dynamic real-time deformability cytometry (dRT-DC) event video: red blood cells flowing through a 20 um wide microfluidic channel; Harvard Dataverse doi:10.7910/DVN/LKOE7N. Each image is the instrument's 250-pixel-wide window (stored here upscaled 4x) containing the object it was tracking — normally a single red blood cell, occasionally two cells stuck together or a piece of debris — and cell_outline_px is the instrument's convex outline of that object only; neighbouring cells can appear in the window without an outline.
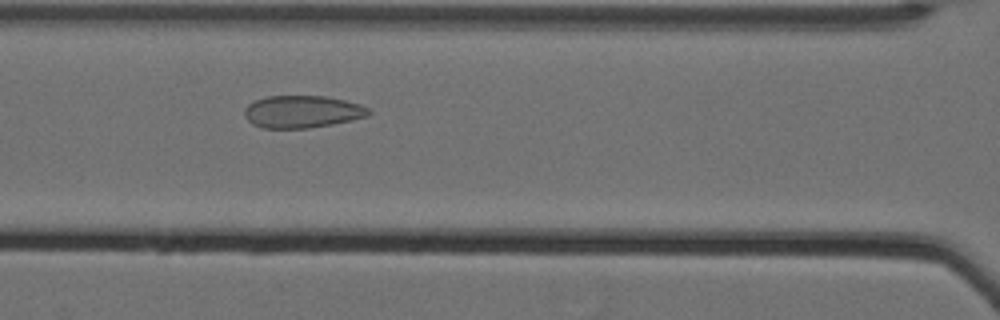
{"species": "Egyptian fruit bat (a non-hibernating species)", "species_latin": "Rousettus aegyptiacus", "temperature_condition": "cold", "stored_images_in_passage": 51, "camera_frame_rate_fps": 3000, "um_per_image_px": 0.085, "animal": {"sex": "female"}, "frame": {"image": 1, "passage_image": 21, "time_ms": 6.667, "image_size_px": [1000, 320], "cell_outline_px": [[372, 112], [368, 116], [352, 120], [332, 124], [308, 128], [264, 128], [252, 124], [244, 116], [244, 108], [248, 104], [256, 100], [268, 96], [328, 96], [360, 104], [368, 108]], "centroid_in_image_um": [25.69, 9.49], "position_along_channel_um": 140.9, "area_um2": 23.47}}
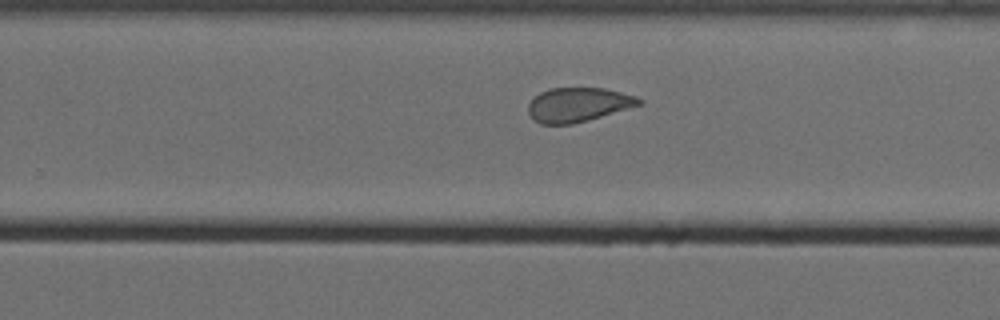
{"frame": {"image": 2, "passage_image": 33, "time_ms": 10.667, "image_size_px": [1000, 320], "cell_outline_px": [[644, 104], [572, 124], [540, 124], [532, 120], [528, 112], [528, 104], [540, 92], [548, 88], [604, 88], [636, 96], [644, 100]], "centroid_in_image_um": [49.14, 8.9], "position_along_channel_um": 280.7, "area_um2": 22.14}}
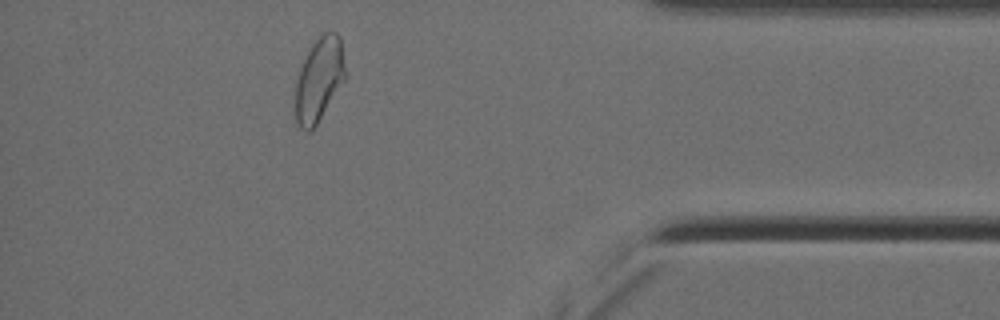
{"frame": {"image": 3, "passage_image": 46, "time_ms": 15.0, "image_size_px": [1000, 320], "cell_outline_px": [[344, 80], [312, 132], [304, 132], [296, 128], [296, 84], [300, 68], [312, 44], [324, 32], [336, 32], [340, 36], [344, 64]], "centroid_in_image_um": [27.1, 6.82], "position_along_channel_um": 408.1, "area_um2": 24.1}, "authors_computed_cell_mechanics": {"area_um2": 25.2008, "velocity_mm_per_s": 3.4994, "shape_relaxation_time_tau1_ms": null, "shape_relaxation_time_tau2_ms": 1.3629, "deformation_change_tau1": null, "deformation_change_tau2": 0.074}}